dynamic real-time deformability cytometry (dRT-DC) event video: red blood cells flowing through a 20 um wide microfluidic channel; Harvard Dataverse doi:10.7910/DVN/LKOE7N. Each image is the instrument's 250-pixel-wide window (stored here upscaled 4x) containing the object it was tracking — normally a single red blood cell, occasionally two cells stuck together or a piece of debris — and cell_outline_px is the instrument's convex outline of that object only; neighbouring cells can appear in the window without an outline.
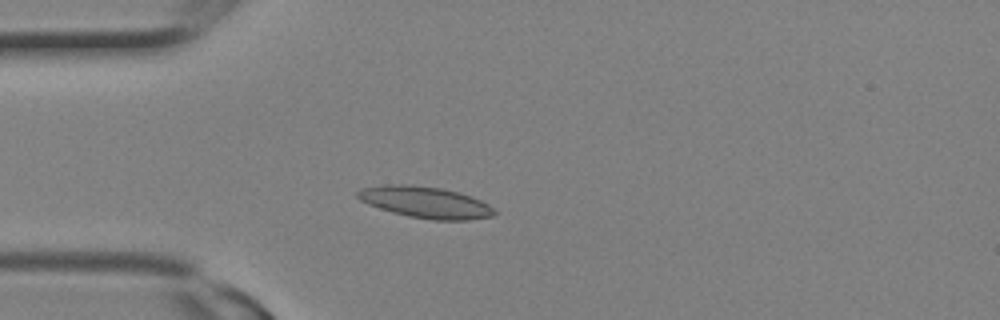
{"species": "Egyptian fruit bat (a non-hibernating species)", "species_latin": "Rousettus aegyptiacus", "temperature_condition": "room temperature", "stored_images_in_passage": 2, "camera_frame_rate_fps": 3000, "um_per_image_px": 0.085, "animal": {"sex": "female"}, "frame": {"image": 1, "passage_image": 2, "time_ms": 0.333, "image_size_px": [1000, 320], "cell_outline_px": [[496, 212], [492, 216], [468, 220], [432, 220], [408, 216], [392, 212], [368, 204], [360, 200], [356, 196], [356, 192], [360, 188], [388, 184], [412, 184], [440, 188], [460, 192], [472, 196], [488, 204]], "centroid_in_image_um": [36.14, 17.18], "position_along_channel_um": 48.9, "area_um2": 25.14}}